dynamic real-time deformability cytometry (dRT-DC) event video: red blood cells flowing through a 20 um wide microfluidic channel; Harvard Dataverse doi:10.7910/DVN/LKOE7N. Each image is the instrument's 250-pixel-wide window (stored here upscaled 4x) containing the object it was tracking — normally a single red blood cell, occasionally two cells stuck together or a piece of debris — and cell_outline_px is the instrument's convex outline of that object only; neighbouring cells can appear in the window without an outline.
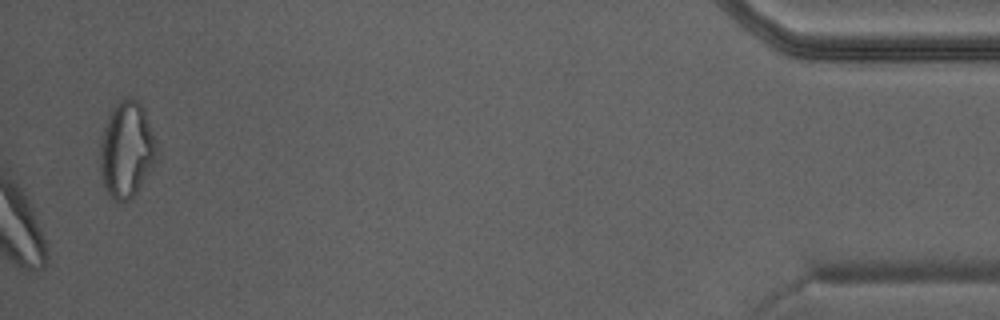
{"species": "Egyptian fruit bat (a non-hibernating species)", "species_latin": "Rousettus aegyptiacus", "temperature_condition": "warm", "stored_images_in_passage": 42, "camera_frame_rate_fps": 3000, "um_per_image_px": 0.085, "animal": {"sex": "male"}, "frame": {"image": 1, "passage_image": 42, "time_ms": 13.667, "image_size_px": [1000, 320], "cell_outline_px": [[156, 148], [152, 164], [136, 192], [124, 204], [108, 196], [104, 188], [100, 172], [100, 144], [104, 128], [108, 116], [120, 100], [124, 96], [132, 96], [140, 100], [144, 108], [156, 144]], "centroid_in_image_um": [10.72, 12.7], "position_along_channel_um": 424.5, "area_um2": 31.33}}